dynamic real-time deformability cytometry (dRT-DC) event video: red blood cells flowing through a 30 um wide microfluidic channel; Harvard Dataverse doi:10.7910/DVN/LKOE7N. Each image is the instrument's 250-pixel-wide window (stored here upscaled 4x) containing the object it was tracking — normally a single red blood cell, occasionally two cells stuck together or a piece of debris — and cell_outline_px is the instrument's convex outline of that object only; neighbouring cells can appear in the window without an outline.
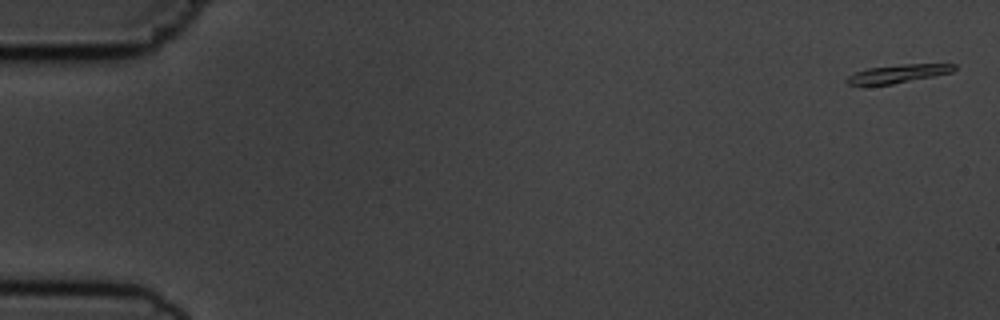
{"species": "common noctule bat (a hibernating species)", "species_latin": "Nyctalus noctula", "temperature_condition": "cold", "stored_images_in_passage": 5, "camera_frame_rate_fps": 3000, "um_per_image_px": 0.085, "animal": {"sex": "male", "body_mass_g": 19.5, "forearm_length_mm": 54.6}, "frame": {"image": 1, "passage_image": 1, "time_ms": 0.0, "image_size_px": [1000, 320], "cell_outline_px": [[956, 68], [952, 72], [892, 84], [864, 88], [848, 84], [844, 80], [848, 76], [856, 72], [868, 68], [904, 64], [956, 64]], "centroid_in_image_um": [76.2, 6.3], "position_along_channel_um": 8.8, "area_um2": 11.73}}